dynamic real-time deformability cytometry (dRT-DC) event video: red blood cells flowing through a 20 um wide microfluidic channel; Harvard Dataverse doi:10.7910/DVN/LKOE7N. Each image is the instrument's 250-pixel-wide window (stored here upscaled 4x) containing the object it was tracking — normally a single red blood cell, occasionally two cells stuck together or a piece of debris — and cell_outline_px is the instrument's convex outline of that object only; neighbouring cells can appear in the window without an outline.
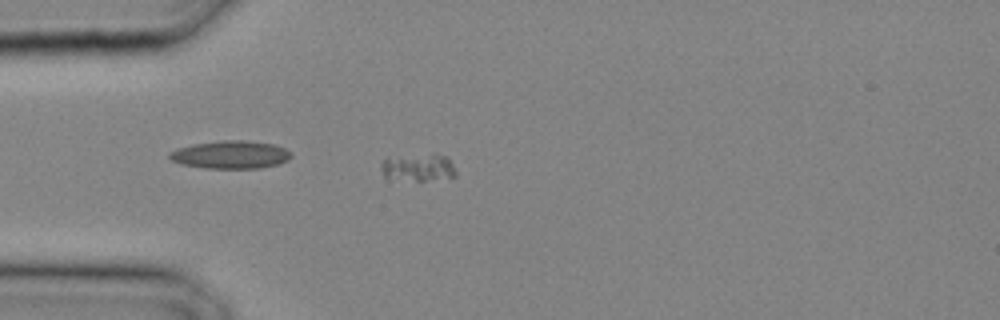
{"species": "common noctule bat (a hibernating species)", "species_latin": "Nyctalus noctula", "temperature_condition": "cold", "stored_images_in_passage": 22, "camera_frame_rate_fps": 3000, "um_per_image_px": 0.085, "animal": {"sex": "male", "body_mass_g": 20.4}, "frame": {"image": 1, "passage_image": 1, "time_ms": 0.0, "image_size_px": [1000, 320], "cell_outline_px": [[456, 176], [424, 180], [416, 180], [384, 176], [380, 168], [380, 164], [388, 156], [432, 152], [448, 156], [456, 172]], "centroid_in_image_um": [35.55, 14.15], "position_along_channel_um": 49.5, "area_um2": 12.2}}
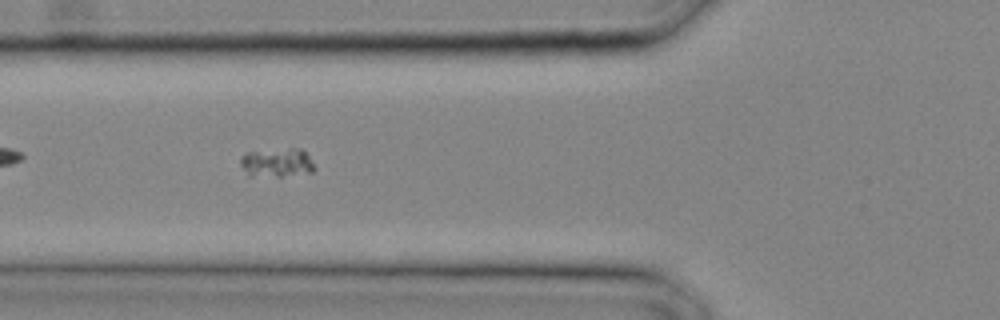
{"frame": {"image": 2, "passage_image": 4, "time_ms": 1.0, "image_size_px": [1000, 320], "cell_outline_px": [[316, 168], [312, 172], [280, 176], [248, 176], [240, 164], [240, 156], [244, 152], [288, 148], [300, 148], [308, 156]], "centroid_in_image_um": [23.49, 13.82], "position_along_channel_um": 102.3, "area_um2": 12.54}}